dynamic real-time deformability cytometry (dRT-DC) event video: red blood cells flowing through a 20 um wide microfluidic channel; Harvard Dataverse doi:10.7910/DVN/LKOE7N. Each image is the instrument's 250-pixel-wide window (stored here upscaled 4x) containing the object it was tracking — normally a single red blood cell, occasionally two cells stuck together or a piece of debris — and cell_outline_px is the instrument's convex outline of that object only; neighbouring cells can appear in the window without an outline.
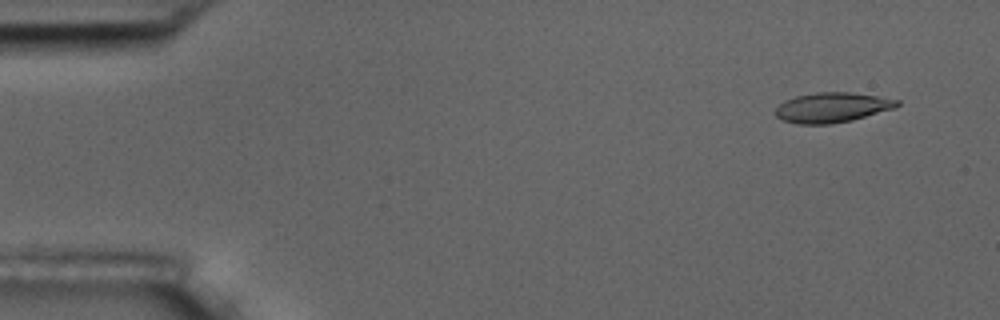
{"species": "common noctule bat (a hibernating species)", "species_latin": "Nyctalus noctula", "temperature_condition": "room temperature", "stored_images_in_passage": 5, "camera_frame_rate_fps": 3000, "um_per_image_px": 0.085, "animal": {"sex": "male", "body_mass_g": 17.5, "forearm_length_mm": 52.3}, "frame": {"image": 1, "passage_image": 1, "time_ms": 0.0, "image_size_px": [1000, 320], "cell_outline_px": [[900, 104], [896, 108], [852, 120], [832, 124], [796, 124], [784, 120], [776, 116], [776, 108], [784, 100], [796, 96], [816, 92], [848, 92], [876, 96], [900, 100]], "centroid_in_image_um": [70.74, 9.14], "position_along_channel_um": 14.3, "area_um2": 21.21}}